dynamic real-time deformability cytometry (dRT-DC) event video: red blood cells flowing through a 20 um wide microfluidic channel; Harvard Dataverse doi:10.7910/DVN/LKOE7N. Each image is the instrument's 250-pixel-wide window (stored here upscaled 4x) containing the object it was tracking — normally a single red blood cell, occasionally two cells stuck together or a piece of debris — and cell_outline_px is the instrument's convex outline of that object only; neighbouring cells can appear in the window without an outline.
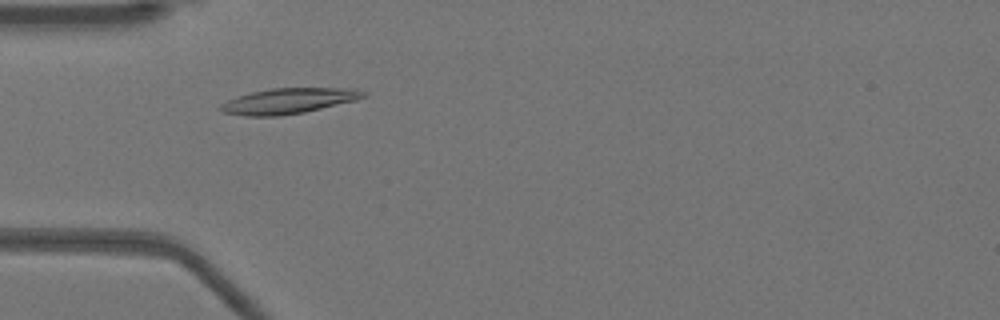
{"species": "Egyptian fruit bat (a non-hibernating species)", "species_latin": "Rousettus aegyptiacus", "temperature_condition": "warm", "stored_images_in_passage": 49, "camera_frame_rate_fps": 3000, "um_per_image_px": 0.085, "animal": {"sex": "female"}, "frame": {"image": 1, "passage_image": 13, "time_ms": 4.0, "image_size_px": [1000, 320], "cell_outline_px": [[368, 96], [356, 100], [304, 112], [280, 116], [244, 116], [220, 112], [216, 108], [220, 104], [236, 96], [252, 92], [272, 88], [356, 88], [368, 92]], "centroid_in_image_um": [24.51, 8.58], "position_along_channel_um": 60.5, "area_um2": 21.5}}
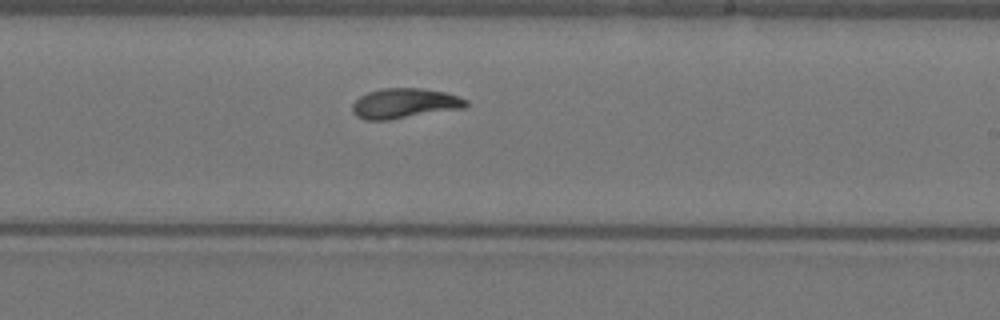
{"frame": {"image": 2, "passage_image": 28, "time_ms": 9.0, "image_size_px": [1000, 320], "cell_outline_px": [[468, 104], [464, 108], [388, 120], [364, 120], [356, 116], [352, 112], [352, 104], [360, 96], [368, 92], [384, 88], [420, 88], [444, 92], [468, 100]], "centroid_in_image_um": [34.36, 8.79], "position_along_channel_um": 254.6, "area_um2": 19.83}}
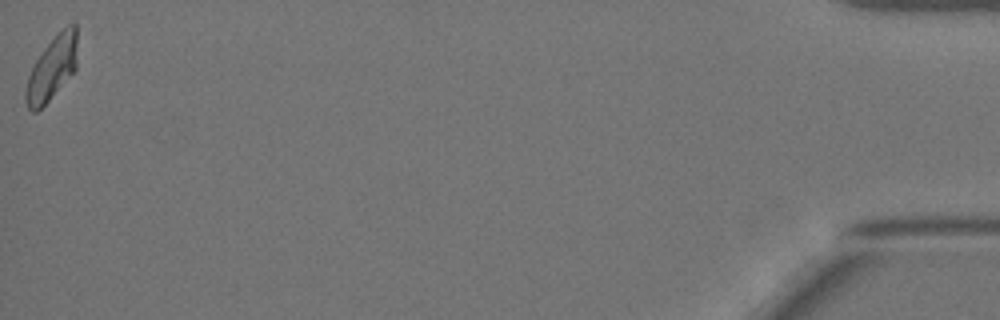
{"frame": {"image": 3, "passage_image": 49, "time_ms": 16.0, "image_size_px": [1000, 320], "cell_outline_px": [[76, 68], [48, 100], [36, 112], [32, 112], [28, 108], [24, 100], [24, 92], [28, 76], [36, 60], [44, 48], [68, 24], [76, 24]], "centroid_in_image_um": [4.38, 5.83], "position_along_channel_um": 430.8, "area_um2": 18.5}, "authors_computed_cell_mechanics": {"area_um2": 19.8254, "velocity_mm_per_s": 3.931, "shape_relaxation_time_tau1_ms": 5.3892, "shape_relaxation_time_tau2_ms": 2.4679, "deformation_change_tau1": 0.1849, "deformation_change_tau2": 0.0776}}